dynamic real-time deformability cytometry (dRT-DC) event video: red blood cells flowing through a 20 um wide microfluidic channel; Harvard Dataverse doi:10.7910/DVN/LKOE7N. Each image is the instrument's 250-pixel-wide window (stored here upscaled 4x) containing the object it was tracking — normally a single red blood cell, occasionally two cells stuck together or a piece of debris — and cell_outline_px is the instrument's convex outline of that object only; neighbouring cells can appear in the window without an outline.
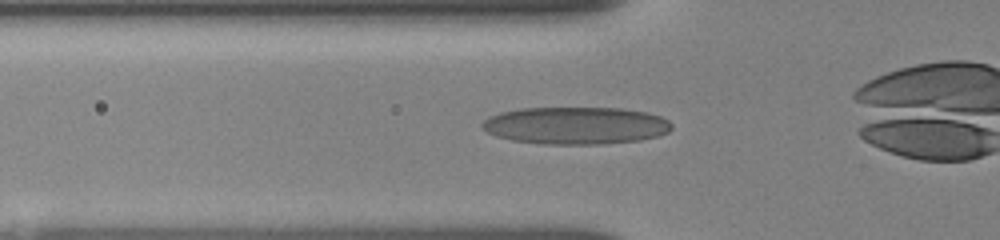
{"species": "human", "species_latin": "Homo sapiens", "temperature_condition": "room temperature", "stored_images_in_passage": 7, "camera_frame_rate_fps": 3000, "um_per_image_px": 0.085, "donor": {"sex": "female"}, "frame": {"image": 1, "passage_image": 2, "time_ms": 0.667, "image_size_px": [1000, 240], "cell_outline_px": [[672, 128], [668, 132], [660, 136], [640, 140], [600, 144], [544, 144], [512, 140], [496, 136], [480, 128], [480, 124], [488, 116], [500, 112], [520, 108], [620, 108], [648, 112], [660, 116], [668, 120], [672, 124]], "centroid_in_image_um": [48.93, 10.67], "position_along_channel_um": 76.9, "area_um2": 41.56}}
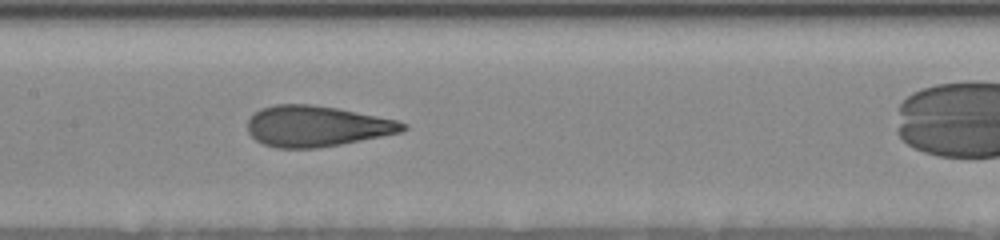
{"frame": {"image": 2, "passage_image": 5, "time_ms": 3.333, "image_size_px": [1000, 240], "cell_outline_px": [[408, 128], [400, 132], [340, 144], [316, 148], [276, 148], [264, 144], [256, 140], [248, 132], [248, 120], [260, 108], [276, 104], [312, 104], [336, 108], [396, 120], [408, 124]], "centroid_in_image_um": [26.88, 10.72], "position_along_channel_um": 180.5, "area_um2": 36.59}}
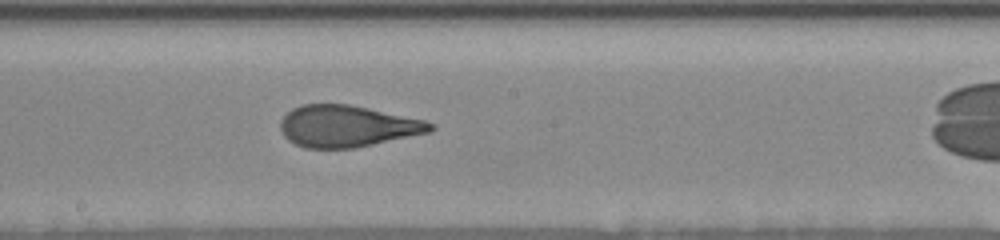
{"frame": {"image": 3, "passage_image": 6, "time_ms": 4.333, "image_size_px": [1000, 240], "cell_outline_px": [[436, 128], [428, 132], [372, 144], [352, 148], [304, 148], [288, 140], [284, 136], [280, 128], [280, 120], [292, 108], [304, 104], [348, 104], [368, 108], [424, 120], [436, 124]], "centroid_in_image_um": [29.48, 10.72], "position_along_channel_um": 218.7, "area_um2": 36.07}}